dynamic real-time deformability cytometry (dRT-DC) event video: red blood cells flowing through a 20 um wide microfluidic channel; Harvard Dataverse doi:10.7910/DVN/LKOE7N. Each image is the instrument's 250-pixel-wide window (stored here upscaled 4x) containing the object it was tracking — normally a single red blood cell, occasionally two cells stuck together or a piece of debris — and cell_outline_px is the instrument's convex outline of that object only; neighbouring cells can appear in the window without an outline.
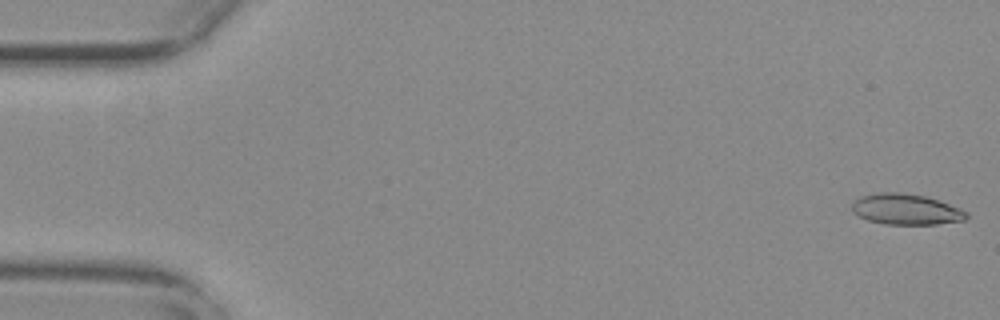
{"species": "common noctule bat (a hibernating species)", "species_latin": "Nyctalus noctula", "temperature_condition": "warm", "stored_images_in_passage": 50, "camera_frame_rate_fps": 3000, "um_per_image_px": 0.085, "animal": {"sex": "female", "body_mass_g": 29.2, "forearm_length_mm": 56.3}, "frame": {"image": 1, "passage_image": 1, "time_ms": 0.0, "image_size_px": [1000, 320], "cell_outline_px": [[968, 216], [964, 220], [936, 224], [884, 224], [868, 220], [852, 212], [852, 200], [860, 196], [876, 192], [900, 192], [924, 196], [960, 208], [968, 212]], "centroid_in_image_um": [76.96, 17.78], "position_along_channel_um": 8.0, "area_um2": 20.52}}
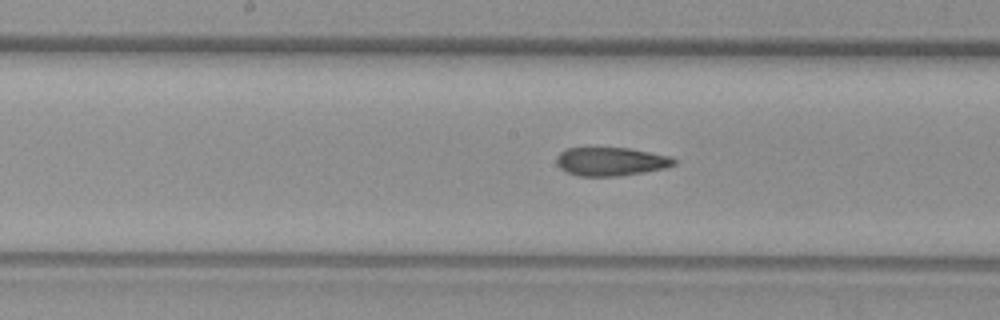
{"frame": {"image": 2, "passage_image": 28, "time_ms": 9.0, "image_size_px": [1000, 320], "cell_outline_px": [[676, 164], [664, 168], [644, 172], [620, 176], [576, 176], [560, 168], [556, 164], [556, 156], [560, 152], [568, 148], [628, 148], [668, 156], [676, 160]], "centroid_in_image_um": [51.88, 13.74], "position_along_channel_um": 196.3, "area_um2": 19.42}}
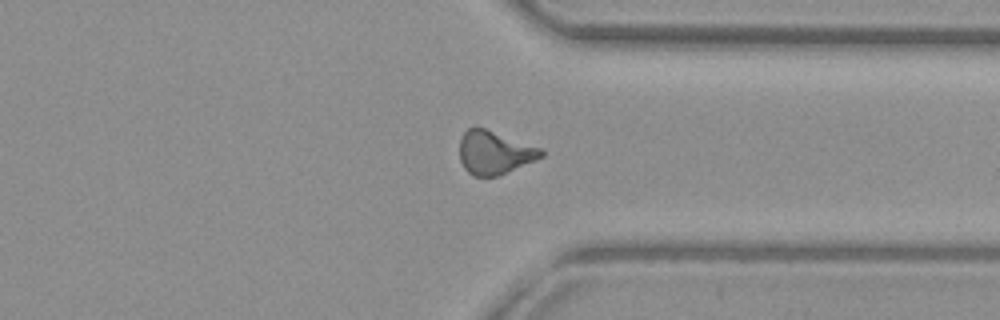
{"frame": {"image": 3, "passage_image": 42, "time_ms": 13.667, "image_size_px": [1000, 320], "cell_outline_px": [[544, 156], [500, 176], [472, 176], [464, 168], [460, 160], [460, 140], [464, 132], [468, 128], [476, 124], [544, 148]], "centroid_in_image_um": [42.05, 12.93], "position_along_channel_um": 369.3, "area_um2": 21.27}, "authors_computed_cell_mechanics": {"area_um2": 20.3456, "velocity_mm_per_s": 3.7421, "shape_relaxation_time_tau1_ms": null, "shape_relaxation_time_tau2_ms": 2.2849, "deformation_change_tau1": null, "deformation_change_tau2": 0.1105}}